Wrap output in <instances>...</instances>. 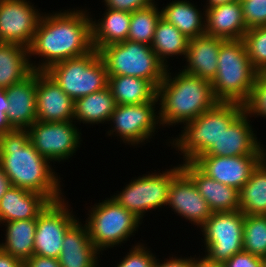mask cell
I'll use <instances>...</instances> for the list:
<instances>
[{"instance_id": "obj_37", "label": "cell", "mask_w": 266, "mask_h": 267, "mask_svg": "<svg viewBox=\"0 0 266 267\" xmlns=\"http://www.w3.org/2000/svg\"><path fill=\"white\" fill-rule=\"evenodd\" d=\"M139 242V243H138ZM133 244L120 261L117 262L114 267H152L156 259V255L148 249L147 245L138 241Z\"/></svg>"}, {"instance_id": "obj_21", "label": "cell", "mask_w": 266, "mask_h": 267, "mask_svg": "<svg viewBox=\"0 0 266 267\" xmlns=\"http://www.w3.org/2000/svg\"><path fill=\"white\" fill-rule=\"evenodd\" d=\"M80 220L64 236L59 264L61 267H100L102 253L93 245Z\"/></svg>"}, {"instance_id": "obj_8", "label": "cell", "mask_w": 266, "mask_h": 267, "mask_svg": "<svg viewBox=\"0 0 266 267\" xmlns=\"http://www.w3.org/2000/svg\"><path fill=\"white\" fill-rule=\"evenodd\" d=\"M74 101L108 87V73L99 51L51 65L45 71Z\"/></svg>"}, {"instance_id": "obj_16", "label": "cell", "mask_w": 266, "mask_h": 267, "mask_svg": "<svg viewBox=\"0 0 266 267\" xmlns=\"http://www.w3.org/2000/svg\"><path fill=\"white\" fill-rule=\"evenodd\" d=\"M200 229L211 216L207 202L200 195L192 179L181 170L172 180L166 208Z\"/></svg>"}, {"instance_id": "obj_23", "label": "cell", "mask_w": 266, "mask_h": 267, "mask_svg": "<svg viewBox=\"0 0 266 267\" xmlns=\"http://www.w3.org/2000/svg\"><path fill=\"white\" fill-rule=\"evenodd\" d=\"M247 30L240 0L205 9V35L239 40Z\"/></svg>"}, {"instance_id": "obj_43", "label": "cell", "mask_w": 266, "mask_h": 267, "mask_svg": "<svg viewBox=\"0 0 266 267\" xmlns=\"http://www.w3.org/2000/svg\"><path fill=\"white\" fill-rule=\"evenodd\" d=\"M0 267H24V262L13 258L0 249Z\"/></svg>"}, {"instance_id": "obj_38", "label": "cell", "mask_w": 266, "mask_h": 267, "mask_svg": "<svg viewBox=\"0 0 266 267\" xmlns=\"http://www.w3.org/2000/svg\"><path fill=\"white\" fill-rule=\"evenodd\" d=\"M247 29L266 26V0H240Z\"/></svg>"}, {"instance_id": "obj_46", "label": "cell", "mask_w": 266, "mask_h": 267, "mask_svg": "<svg viewBox=\"0 0 266 267\" xmlns=\"http://www.w3.org/2000/svg\"><path fill=\"white\" fill-rule=\"evenodd\" d=\"M9 102L4 88H0V112L7 113Z\"/></svg>"}, {"instance_id": "obj_24", "label": "cell", "mask_w": 266, "mask_h": 267, "mask_svg": "<svg viewBox=\"0 0 266 267\" xmlns=\"http://www.w3.org/2000/svg\"><path fill=\"white\" fill-rule=\"evenodd\" d=\"M49 203L40 193L12 186L0 200V225L10 221L37 219Z\"/></svg>"}, {"instance_id": "obj_41", "label": "cell", "mask_w": 266, "mask_h": 267, "mask_svg": "<svg viewBox=\"0 0 266 267\" xmlns=\"http://www.w3.org/2000/svg\"><path fill=\"white\" fill-rule=\"evenodd\" d=\"M164 261V262H163ZM194 256L182 257V256H169V258H164V260L156 259L152 267H193Z\"/></svg>"}, {"instance_id": "obj_2", "label": "cell", "mask_w": 266, "mask_h": 267, "mask_svg": "<svg viewBox=\"0 0 266 267\" xmlns=\"http://www.w3.org/2000/svg\"><path fill=\"white\" fill-rule=\"evenodd\" d=\"M52 165L33 147L28 130L13 129L0 135V166L12 186L40 193L50 202L65 198L62 177Z\"/></svg>"}, {"instance_id": "obj_5", "label": "cell", "mask_w": 266, "mask_h": 267, "mask_svg": "<svg viewBox=\"0 0 266 267\" xmlns=\"http://www.w3.org/2000/svg\"><path fill=\"white\" fill-rule=\"evenodd\" d=\"M243 39L225 40L218 53L217 73L211 81L218 102L244 104L249 98L256 76Z\"/></svg>"}, {"instance_id": "obj_28", "label": "cell", "mask_w": 266, "mask_h": 267, "mask_svg": "<svg viewBox=\"0 0 266 267\" xmlns=\"http://www.w3.org/2000/svg\"><path fill=\"white\" fill-rule=\"evenodd\" d=\"M116 107L115 99L109 87L91 93L74 101V122L90 124H108Z\"/></svg>"}, {"instance_id": "obj_20", "label": "cell", "mask_w": 266, "mask_h": 267, "mask_svg": "<svg viewBox=\"0 0 266 267\" xmlns=\"http://www.w3.org/2000/svg\"><path fill=\"white\" fill-rule=\"evenodd\" d=\"M181 169L192 179L212 212L239 210V191L204 174L193 162H181Z\"/></svg>"}, {"instance_id": "obj_47", "label": "cell", "mask_w": 266, "mask_h": 267, "mask_svg": "<svg viewBox=\"0 0 266 267\" xmlns=\"http://www.w3.org/2000/svg\"><path fill=\"white\" fill-rule=\"evenodd\" d=\"M13 129L10 127V125L7 122L6 114L3 112H0V135L10 132Z\"/></svg>"}, {"instance_id": "obj_30", "label": "cell", "mask_w": 266, "mask_h": 267, "mask_svg": "<svg viewBox=\"0 0 266 267\" xmlns=\"http://www.w3.org/2000/svg\"><path fill=\"white\" fill-rule=\"evenodd\" d=\"M108 87L116 105L158 101L157 88L148 80L133 76H108Z\"/></svg>"}, {"instance_id": "obj_15", "label": "cell", "mask_w": 266, "mask_h": 267, "mask_svg": "<svg viewBox=\"0 0 266 267\" xmlns=\"http://www.w3.org/2000/svg\"><path fill=\"white\" fill-rule=\"evenodd\" d=\"M266 156H199L193 163L208 177L238 191Z\"/></svg>"}, {"instance_id": "obj_33", "label": "cell", "mask_w": 266, "mask_h": 267, "mask_svg": "<svg viewBox=\"0 0 266 267\" xmlns=\"http://www.w3.org/2000/svg\"><path fill=\"white\" fill-rule=\"evenodd\" d=\"M155 4L131 13L127 39L151 46L154 32L161 16V9Z\"/></svg>"}, {"instance_id": "obj_22", "label": "cell", "mask_w": 266, "mask_h": 267, "mask_svg": "<svg viewBox=\"0 0 266 267\" xmlns=\"http://www.w3.org/2000/svg\"><path fill=\"white\" fill-rule=\"evenodd\" d=\"M225 40L203 35L189 39L183 72L208 81H212L217 73L218 53Z\"/></svg>"}, {"instance_id": "obj_27", "label": "cell", "mask_w": 266, "mask_h": 267, "mask_svg": "<svg viewBox=\"0 0 266 267\" xmlns=\"http://www.w3.org/2000/svg\"><path fill=\"white\" fill-rule=\"evenodd\" d=\"M0 226L6 228L3 230L5 240L0 241V249L13 258L26 262L34 252L37 219L10 221Z\"/></svg>"}, {"instance_id": "obj_39", "label": "cell", "mask_w": 266, "mask_h": 267, "mask_svg": "<svg viewBox=\"0 0 266 267\" xmlns=\"http://www.w3.org/2000/svg\"><path fill=\"white\" fill-rule=\"evenodd\" d=\"M106 9L134 12L157 4L155 0H103Z\"/></svg>"}, {"instance_id": "obj_1", "label": "cell", "mask_w": 266, "mask_h": 267, "mask_svg": "<svg viewBox=\"0 0 266 267\" xmlns=\"http://www.w3.org/2000/svg\"><path fill=\"white\" fill-rule=\"evenodd\" d=\"M89 10L76 7L42 14L28 48L33 71H46L57 62L80 57L94 49ZM32 56L40 58L39 61H33Z\"/></svg>"}, {"instance_id": "obj_35", "label": "cell", "mask_w": 266, "mask_h": 267, "mask_svg": "<svg viewBox=\"0 0 266 267\" xmlns=\"http://www.w3.org/2000/svg\"><path fill=\"white\" fill-rule=\"evenodd\" d=\"M252 67L266 74V26L250 28L243 37Z\"/></svg>"}, {"instance_id": "obj_13", "label": "cell", "mask_w": 266, "mask_h": 267, "mask_svg": "<svg viewBox=\"0 0 266 267\" xmlns=\"http://www.w3.org/2000/svg\"><path fill=\"white\" fill-rule=\"evenodd\" d=\"M68 201L65 197L50 202L38 215L34 255L59 258L66 232L79 220Z\"/></svg>"}, {"instance_id": "obj_14", "label": "cell", "mask_w": 266, "mask_h": 267, "mask_svg": "<svg viewBox=\"0 0 266 267\" xmlns=\"http://www.w3.org/2000/svg\"><path fill=\"white\" fill-rule=\"evenodd\" d=\"M36 8L30 0H0V43L29 48L43 14Z\"/></svg>"}, {"instance_id": "obj_48", "label": "cell", "mask_w": 266, "mask_h": 267, "mask_svg": "<svg viewBox=\"0 0 266 267\" xmlns=\"http://www.w3.org/2000/svg\"><path fill=\"white\" fill-rule=\"evenodd\" d=\"M236 1H239V0H206L207 3L203 5V9L211 8V7H215V6H219L223 4H228V3H232Z\"/></svg>"}, {"instance_id": "obj_42", "label": "cell", "mask_w": 266, "mask_h": 267, "mask_svg": "<svg viewBox=\"0 0 266 267\" xmlns=\"http://www.w3.org/2000/svg\"><path fill=\"white\" fill-rule=\"evenodd\" d=\"M24 267H61L57 258L43 257L32 255L26 262Z\"/></svg>"}, {"instance_id": "obj_34", "label": "cell", "mask_w": 266, "mask_h": 267, "mask_svg": "<svg viewBox=\"0 0 266 267\" xmlns=\"http://www.w3.org/2000/svg\"><path fill=\"white\" fill-rule=\"evenodd\" d=\"M243 251L266 256V215L244 216Z\"/></svg>"}, {"instance_id": "obj_29", "label": "cell", "mask_w": 266, "mask_h": 267, "mask_svg": "<svg viewBox=\"0 0 266 267\" xmlns=\"http://www.w3.org/2000/svg\"><path fill=\"white\" fill-rule=\"evenodd\" d=\"M33 72L28 48L14 43H0V88L23 81Z\"/></svg>"}, {"instance_id": "obj_3", "label": "cell", "mask_w": 266, "mask_h": 267, "mask_svg": "<svg viewBox=\"0 0 266 267\" xmlns=\"http://www.w3.org/2000/svg\"><path fill=\"white\" fill-rule=\"evenodd\" d=\"M168 68L157 88L159 121L162 128L183 125L211 109L214 98L211 81L189 75L180 68Z\"/></svg>"}, {"instance_id": "obj_32", "label": "cell", "mask_w": 266, "mask_h": 267, "mask_svg": "<svg viewBox=\"0 0 266 267\" xmlns=\"http://www.w3.org/2000/svg\"><path fill=\"white\" fill-rule=\"evenodd\" d=\"M239 210L244 215H266V157L239 190Z\"/></svg>"}, {"instance_id": "obj_49", "label": "cell", "mask_w": 266, "mask_h": 267, "mask_svg": "<svg viewBox=\"0 0 266 267\" xmlns=\"http://www.w3.org/2000/svg\"><path fill=\"white\" fill-rule=\"evenodd\" d=\"M264 267H266V256L263 257Z\"/></svg>"}, {"instance_id": "obj_11", "label": "cell", "mask_w": 266, "mask_h": 267, "mask_svg": "<svg viewBox=\"0 0 266 267\" xmlns=\"http://www.w3.org/2000/svg\"><path fill=\"white\" fill-rule=\"evenodd\" d=\"M244 214L240 211L212 212L200 228L204 256L218 263H225L243 251Z\"/></svg>"}, {"instance_id": "obj_25", "label": "cell", "mask_w": 266, "mask_h": 267, "mask_svg": "<svg viewBox=\"0 0 266 267\" xmlns=\"http://www.w3.org/2000/svg\"><path fill=\"white\" fill-rule=\"evenodd\" d=\"M99 19L91 15L93 48L99 51L102 47L121 43L127 40L131 12L106 9Z\"/></svg>"}, {"instance_id": "obj_17", "label": "cell", "mask_w": 266, "mask_h": 267, "mask_svg": "<svg viewBox=\"0 0 266 267\" xmlns=\"http://www.w3.org/2000/svg\"><path fill=\"white\" fill-rule=\"evenodd\" d=\"M251 123L250 117L243 112L227 131L223 132L217 144H214L204 155L266 156V145L264 146L262 140L257 139V131Z\"/></svg>"}, {"instance_id": "obj_6", "label": "cell", "mask_w": 266, "mask_h": 267, "mask_svg": "<svg viewBox=\"0 0 266 267\" xmlns=\"http://www.w3.org/2000/svg\"><path fill=\"white\" fill-rule=\"evenodd\" d=\"M102 202H95L94 205L88 206L89 209L85 221L87 233L93 245L101 252L109 248L119 247L122 243L130 241V237L144 223L134 213L126 210L111 196L106 197ZM133 235V236H132Z\"/></svg>"}, {"instance_id": "obj_7", "label": "cell", "mask_w": 266, "mask_h": 267, "mask_svg": "<svg viewBox=\"0 0 266 267\" xmlns=\"http://www.w3.org/2000/svg\"><path fill=\"white\" fill-rule=\"evenodd\" d=\"M108 76H133L150 81L156 88L167 68L160 62L150 45L126 40L99 50Z\"/></svg>"}, {"instance_id": "obj_31", "label": "cell", "mask_w": 266, "mask_h": 267, "mask_svg": "<svg viewBox=\"0 0 266 267\" xmlns=\"http://www.w3.org/2000/svg\"><path fill=\"white\" fill-rule=\"evenodd\" d=\"M188 42L189 38L182 34L178 28L161 17L154 32L151 48L160 62L168 69L173 68L172 66L169 67L170 58L183 56L184 58H182V61H184Z\"/></svg>"}, {"instance_id": "obj_36", "label": "cell", "mask_w": 266, "mask_h": 267, "mask_svg": "<svg viewBox=\"0 0 266 267\" xmlns=\"http://www.w3.org/2000/svg\"><path fill=\"white\" fill-rule=\"evenodd\" d=\"M243 106L244 112L251 119L252 117L266 119V74L256 76L249 98Z\"/></svg>"}, {"instance_id": "obj_40", "label": "cell", "mask_w": 266, "mask_h": 267, "mask_svg": "<svg viewBox=\"0 0 266 267\" xmlns=\"http://www.w3.org/2000/svg\"><path fill=\"white\" fill-rule=\"evenodd\" d=\"M225 267H264L263 258L241 251L224 263Z\"/></svg>"}, {"instance_id": "obj_10", "label": "cell", "mask_w": 266, "mask_h": 267, "mask_svg": "<svg viewBox=\"0 0 266 267\" xmlns=\"http://www.w3.org/2000/svg\"><path fill=\"white\" fill-rule=\"evenodd\" d=\"M158 101L133 105H116L110 118V127L106 134L117 137L118 141L133 148L150 143V139L159 132ZM157 107V108H156ZM159 126V127H158ZM157 130V131H156ZM156 132V133H155ZM113 135V136H112ZM146 142V143H145Z\"/></svg>"}, {"instance_id": "obj_9", "label": "cell", "mask_w": 266, "mask_h": 267, "mask_svg": "<svg viewBox=\"0 0 266 267\" xmlns=\"http://www.w3.org/2000/svg\"><path fill=\"white\" fill-rule=\"evenodd\" d=\"M177 164L173 167L171 165V169L166 168L165 171L154 170L142 176H135L121 191L117 190L111 197L143 221L146 213L148 215V212L166 207L171 182L182 170L181 163Z\"/></svg>"}, {"instance_id": "obj_4", "label": "cell", "mask_w": 266, "mask_h": 267, "mask_svg": "<svg viewBox=\"0 0 266 267\" xmlns=\"http://www.w3.org/2000/svg\"><path fill=\"white\" fill-rule=\"evenodd\" d=\"M244 112V106L235 102H217L211 109L182 125L181 133L167 139L182 162H194L204 155L228 127ZM180 151V152H179Z\"/></svg>"}, {"instance_id": "obj_18", "label": "cell", "mask_w": 266, "mask_h": 267, "mask_svg": "<svg viewBox=\"0 0 266 267\" xmlns=\"http://www.w3.org/2000/svg\"><path fill=\"white\" fill-rule=\"evenodd\" d=\"M36 102L38 121H74V100L45 71H36Z\"/></svg>"}, {"instance_id": "obj_26", "label": "cell", "mask_w": 266, "mask_h": 267, "mask_svg": "<svg viewBox=\"0 0 266 267\" xmlns=\"http://www.w3.org/2000/svg\"><path fill=\"white\" fill-rule=\"evenodd\" d=\"M195 4L189 0H172L163 8L160 7L161 16L189 39L203 36L205 35V9H202V12L197 7V2Z\"/></svg>"}, {"instance_id": "obj_12", "label": "cell", "mask_w": 266, "mask_h": 267, "mask_svg": "<svg viewBox=\"0 0 266 267\" xmlns=\"http://www.w3.org/2000/svg\"><path fill=\"white\" fill-rule=\"evenodd\" d=\"M77 127L74 121L41 122L36 120L27 130L29 140L36 151L55 164L67 160L69 162V159L76 155L78 148L80 149L83 134Z\"/></svg>"}, {"instance_id": "obj_44", "label": "cell", "mask_w": 266, "mask_h": 267, "mask_svg": "<svg viewBox=\"0 0 266 267\" xmlns=\"http://www.w3.org/2000/svg\"><path fill=\"white\" fill-rule=\"evenodd\" d=\"M201 253L202 256L194 255L193 267H225L224 263L212 262L204 256L203 252Z\"/></svg>"}, {"instance_id": "obj_45", "label": "cell", "mask_w": 266, "mask_h": 267, "mask_svg": "<svg viewBox=\"0 0 266 267\" xmlns=\"http://www.w3.org/2000/svg\"><path fill=\"white\" fill-rule=\"evenodd\" d=\"M12 187L10 179L0 166V200L4 194Z\"/></svg>"}, {"instance_id": "obj_19", "label": "cell", "mask_w": 266, "mask_h": 267, "mask_svg": "<svg viewBox=\"0 0 266 267\" xmlns=\"http://www.w3.org/2000/svg\"><path fill=\"white\" fill-rule=\"evenodd\" d=\"M9 107L6 119L12 129L27 130L36 120V71L5 89Z\"/></svg>"}]
</instances>
